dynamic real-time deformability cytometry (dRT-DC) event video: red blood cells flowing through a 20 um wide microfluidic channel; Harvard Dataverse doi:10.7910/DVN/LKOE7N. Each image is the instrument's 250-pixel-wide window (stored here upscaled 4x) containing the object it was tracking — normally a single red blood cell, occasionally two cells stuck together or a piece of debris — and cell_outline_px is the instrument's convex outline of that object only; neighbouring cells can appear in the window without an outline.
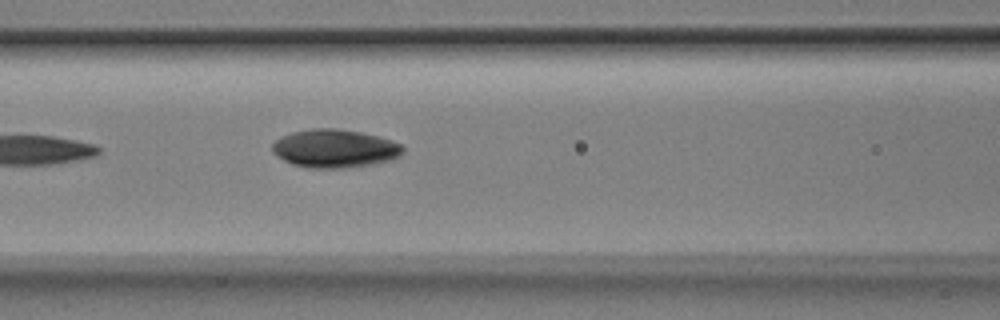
{"species": "Egyptian fruit bat (a non-hibernating species)", "species_latin": "Rousettus aegyptiacus", "temperature_condition": "room temperature", "stored_images_in_passage": 3, "camera_frame_rate_fps": 3000, "um_per_image_px": 0.085, "animal": {"sex": "male"}, "frame": {"image": 1, "passage_image": 3, "time_ms": 0.667, "image_size_px": [1000, 320], "cell_outline_px": [[404, 152], [400, 156], [388, 160], [372, 164], [344, 168], [308, 168], [292, 164], [284, 160], [272, 152], [272, 144], [280, 136], [292, 132], [312, 128], [336, 128], [360, 132], [392, 140], [400, 144], [404, 148]], "centroid_in_image_um": [28.43, 12.62], "position_along_channel_um": 138.2, "area_um2": 29.13}}